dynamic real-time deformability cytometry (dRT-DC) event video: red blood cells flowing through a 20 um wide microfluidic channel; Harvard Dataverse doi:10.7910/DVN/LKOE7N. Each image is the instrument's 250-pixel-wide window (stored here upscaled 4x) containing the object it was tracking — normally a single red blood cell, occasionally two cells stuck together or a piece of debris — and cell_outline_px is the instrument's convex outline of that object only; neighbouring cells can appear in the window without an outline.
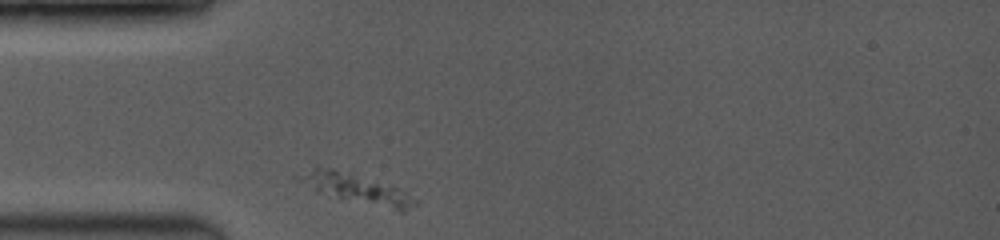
{"species": "common noctule bat (a hibernating species)", "species_latin": "Nyctalus noctula", "temperature_condition": "room temperature", "stored_images_in_passage": 21, "camera_frame_rate_fps": 3500, "um_per_image_px": 0.085, "animal": {"sex": "female", "body_mass_g": 19.0, "forearm_length_mm": 53.3}, "frame": {"image": 1, "passage_image": 1, "time_ms": 0.0, "image_size_px": [1000, 240], "cell_outline_px": [[420, 200], [416, 204], [404, 212], [400, 212], [328, 196], [316, 192], [308, 176], [316, 164], [352, 168], [396, 188]], "centroid_in_image_um": [30.52, 16.0], "position_along_channel_um": 54.5, "area_um2": 20.35}}
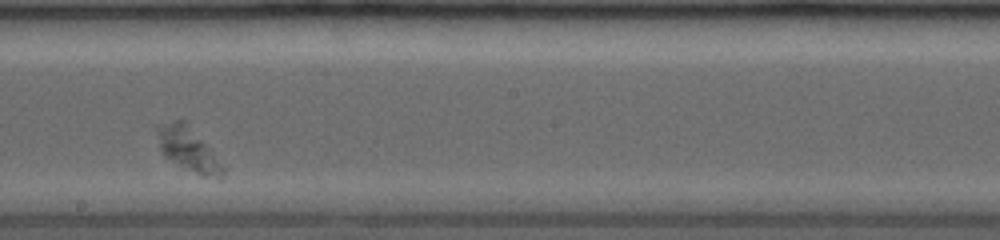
{"frame": {"image": 2, "passage_image": 12, "time_ms": 4.857, "image_size_px": [1000, 240], "cell_outline_px": [[224, 176], [220, 180], [204, 176], [164, 156], [160, 152], [156, 128], [156, 124], [176, 120], [184, 120], [224, 168]], "centroid_in_image_um": [15.94, 12.67], "position_along_channel_um": 232.3, "area_um2": 16.01}}
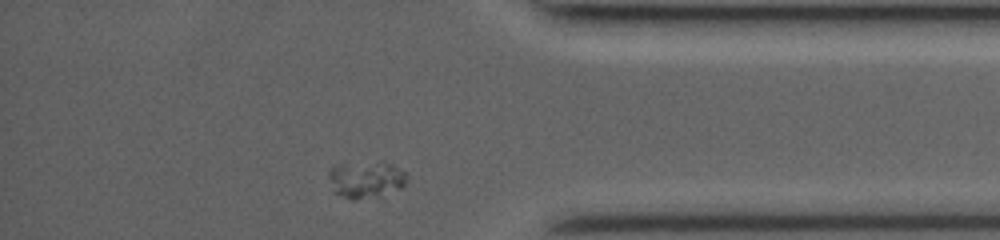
{"frame": {"image": 3, "passage_image": 21, "time_ms": 9.429, "image_size_px": [1000, 240], "cell_outline_px": [[408, 180], [400, 188], [384, 200], [348, 200], [336, 192], [328, 176], [328, 172], [336, 164], [380, 160], [392, 164], [404, 172], [408, 176]], "centroid_in_image_um": [31.18, 15.3], "position_along_channel_um": 404.0, "area_um2": 17.86}}